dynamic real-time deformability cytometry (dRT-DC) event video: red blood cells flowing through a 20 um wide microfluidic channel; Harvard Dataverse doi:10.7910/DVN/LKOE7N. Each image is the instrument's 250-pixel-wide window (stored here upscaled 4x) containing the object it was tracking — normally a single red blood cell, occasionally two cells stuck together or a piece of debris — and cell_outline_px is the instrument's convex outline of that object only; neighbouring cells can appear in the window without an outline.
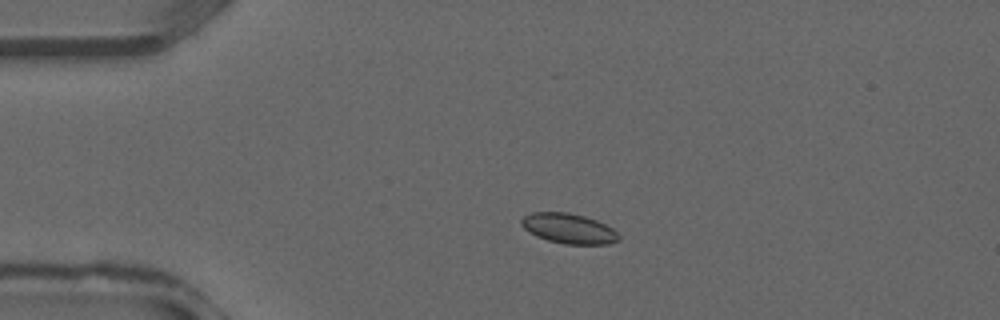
{"species": "common noctule bat (a hibernating species)", "species_latin": "Nyctalus noctula", "temperature_condition": "warm", "stored_images_in_passage": 37, "camera_frame_rate_fps": 3000, "um_per_image_px": 0.085, "animal": {"sex": "male", "forearm_length_mm": 52.5}, "frame": {"image": 1, "passage_image": 8, "time_ms": 2.333, "image_size_px": [1000, 320], "cell_outline_px": [[620, 240], [608, 244], [564, 244], [548, 240], [536, 236], [528, 232], [520, 224], [520, 220], [524, 216], [532, 212], [568, 212], [584, 216], [596, 220], [612, 228], [620, 236]], "centroid_in_image_um": [48.32, 19.42], "position_along_channel_um": 36.7, "area_um2": 17.11}}
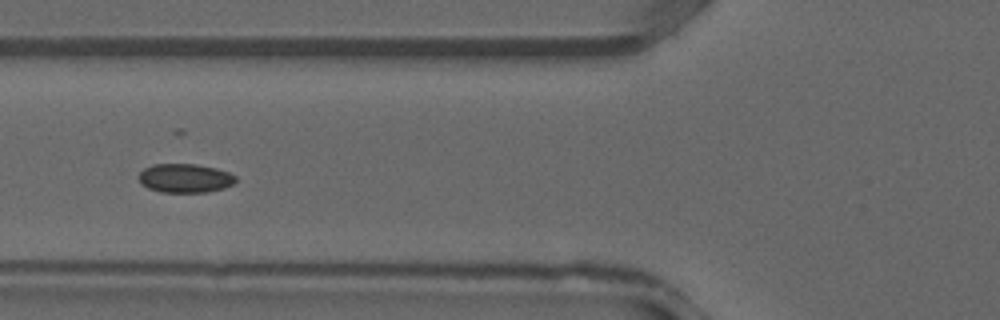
{"frame": {"image": 2, "passage_image": 14, "time_ms": 4.333, "image_size_px": [1000, 320], "cell_outline_px": [[236, 180], [232, 184], [224, 188], [208, 192], [160, 192], [148, 188], [140, 184], [136, 176], [144, 168], [152, 164], [196, 164], [216, 168], [228, 172], [236, 176]], "centroid_in_image_um": [15.68, 15.14], "position_along_channel_um": 110.1, "area_um2": 16.53}}
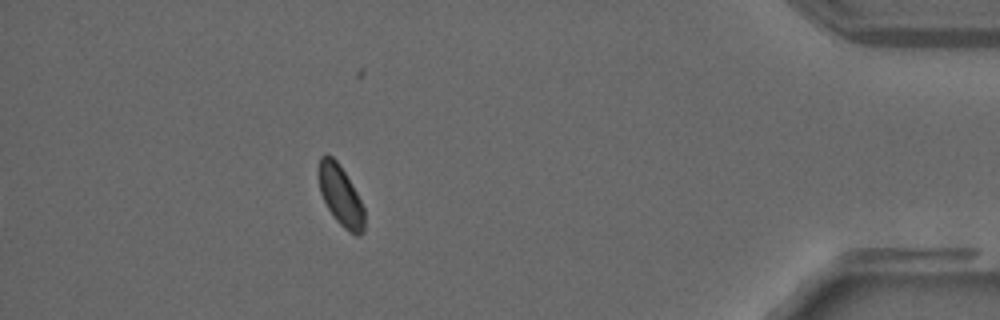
{"frame": {"image": 3, "passage_image": 33, "time_ms": 10.667, "image_size_px": [1000, 320], "cell_outline_px": [[364, 232], [356, 236], [348, 232], [336, 220], [328, 208], [320, 192], [320, 156], [332, 156], [336, 160], [344, 172], [356, 192], [364, 208]], "centroid_in_image_um": [28.98, 16.69], "position_along_channel_um": 406.2, "area_um2": 15.55}}